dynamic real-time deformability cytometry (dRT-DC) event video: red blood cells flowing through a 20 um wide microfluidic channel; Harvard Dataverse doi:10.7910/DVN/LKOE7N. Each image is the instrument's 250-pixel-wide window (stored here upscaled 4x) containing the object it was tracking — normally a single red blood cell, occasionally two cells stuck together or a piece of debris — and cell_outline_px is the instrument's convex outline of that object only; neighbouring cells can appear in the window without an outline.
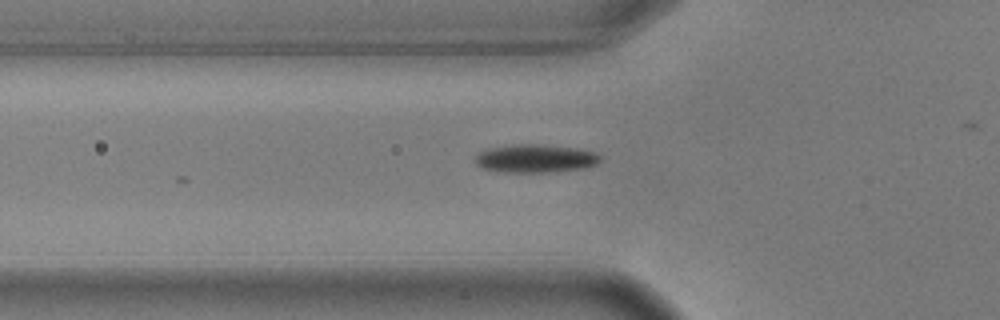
{"species": "common noctule bat (a hibernating species)", "species_latin": "Nyctalus noctula", "temperature_condition": "warm", "stored_images_in_passage": 30, "camera_frame_rate_fps": 3000, "um_per_image_px": 0.085, "animal": {"sex": "male", "body_mass_g": 17.9, "forearm_length_mm": 54.2}, "frame": {"image": 1, "passage_image": 2, "time_ms": 0.333, "image_size_px": [1000, 320], "cell_outline_px": [[600, 160], [596, 164], [584, 168], [552, 172], [496, 172], [480, 168], [476, 164], [476, 156], [480, 152], [488, 148], [516, 144], [544, 144], [576, 148], [596, 152], [600, 156]], "centroid_in_image_um": [45.49, 13.47], "position_along_channel_um": 80.3, "area_um2": 20.75}}
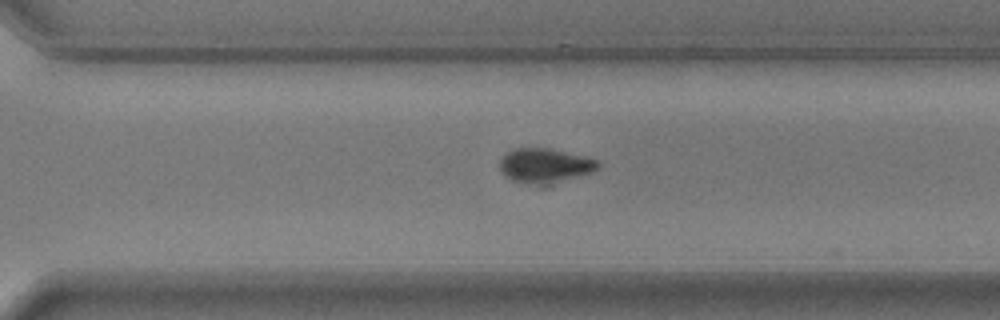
{"frame": {"image": 2, "passage_image": 22, "time_ms": 7.0, "image_size_px": [1000, 320], "cell_outline_px": [[600, 164], [592, 172], [548, 188], [540, 188], [512, 180], [500, 172], [500, 160], [508, 152], [516, 148], [548, 148], [596, 160]], "centroid_in_image_um": [46.29, 14.16], "position_along_channel_um": 324.3, "area_um2": 20.29}}
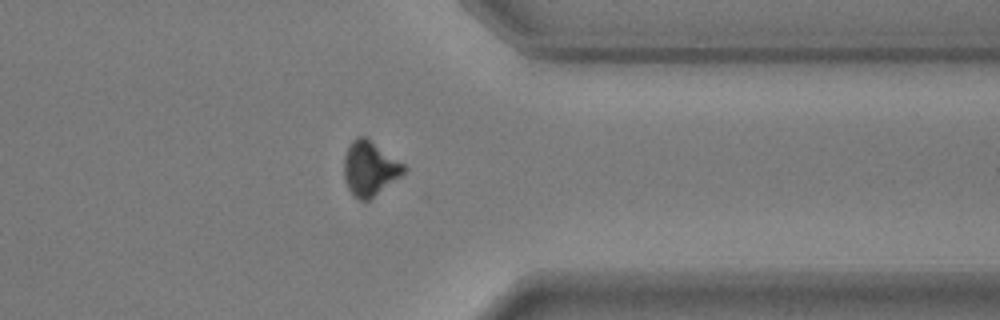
{"frame": {"image": 3, "passage_image": 27, "time_ms": 8.667, "image_size_px": [1000, 320], "cell_outline_px": [[408, 168], [400, 176], [368, 200], [360, 200], [348, 188], [344, 176], [344, 156], [348, 144], [356, 136], [368, 136], [404, 164]], "centroid_in_image_um": [31.42, 14.24], "position_along_channel_um": 380.0, "area_um2": 19.02}}